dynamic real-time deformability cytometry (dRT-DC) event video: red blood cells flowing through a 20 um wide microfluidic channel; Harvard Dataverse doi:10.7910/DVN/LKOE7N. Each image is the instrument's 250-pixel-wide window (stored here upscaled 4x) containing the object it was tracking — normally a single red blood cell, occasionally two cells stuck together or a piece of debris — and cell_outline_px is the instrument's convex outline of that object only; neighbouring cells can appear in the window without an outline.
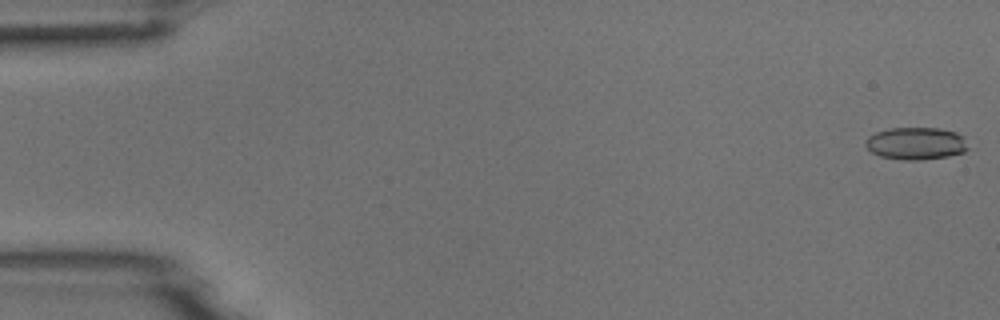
{"species": "common noctule bat (a hibernating species)", "species_latin": "Nyctalus noctula", "temperature_condition": "room temperature", "stored_images_in_passage": 13, "camera_frame_rate_fps": 3000, "um_per_image_px": 0.085, "animal": {"sex": "male", "body_mass_g": 18.8}, "frame": {"image": 1, "passage_image": 1, "time_ms": 0.0, "image_size_px": [1000, 320], "cell_outline_px": [[968, 148], [964, 152], [948, 156], [924, 160], [904, 160], [880, 156], [872, 152], [864, 144], [868, 136], [876, 132], [888, 128], [940, 128], [956, 132], [964, 136]], "centroid_in_image_um": [77.87, 12.19], "position_along_channel_um": 7.1, "area_um2": 19.48}}
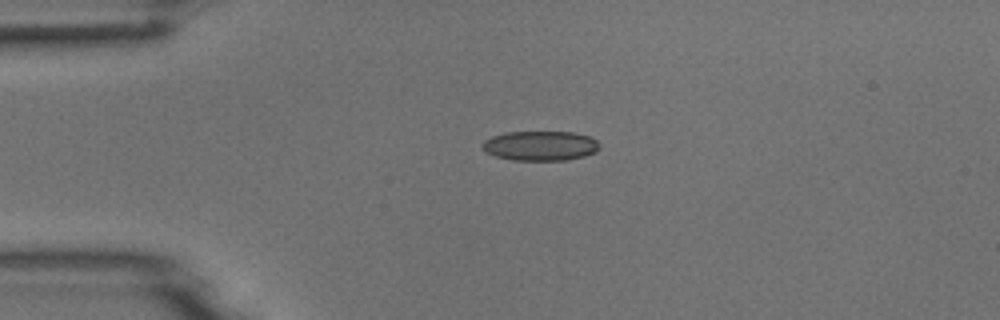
{"frame": {"image": 2, "passage_image": 12, "time_ms": 3.667, "image_size_px": [1000, 320], "cell_outline_px": [[600, 148], [596, 152], [584, 156], [568, 160], [512, 160], [496, 156], [488, 152], [480, 144], [484, 140], [492, 136], [504, 132], [572, 132], [592, 136], [600, 144]], "centroid_in_image_um": [45.97, 12.38], "position_along_channel_um": 39.0, "area_um2": 20.4}}